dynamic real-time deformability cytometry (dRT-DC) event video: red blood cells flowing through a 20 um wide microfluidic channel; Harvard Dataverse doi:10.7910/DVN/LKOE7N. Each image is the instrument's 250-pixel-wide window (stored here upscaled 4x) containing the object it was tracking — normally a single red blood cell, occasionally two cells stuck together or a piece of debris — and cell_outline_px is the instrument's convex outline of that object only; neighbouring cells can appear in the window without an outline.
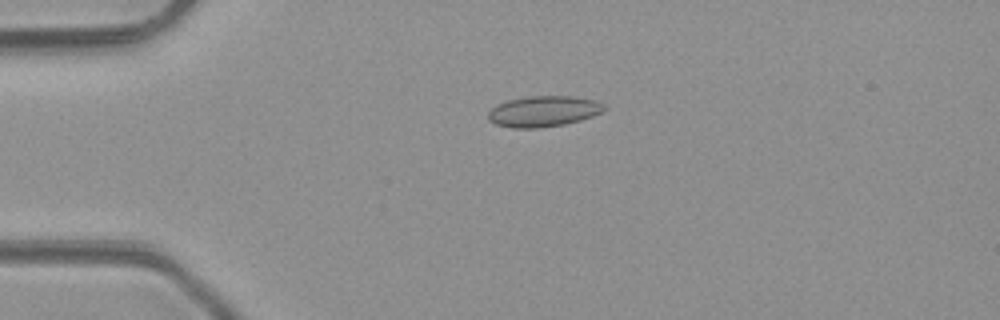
{"species": "common noctule bat (a hibernating species)", "species_latin": "Nyctalus noctula", "temperature_condition": "room temperature", "stored_images_in_passage": 6, "camera_frame_rate_fps": 3000, "um_per_image_px": 0.085, "animal": {"sex": "male", "body_mass_g": 23.1, "forearm_length_mm": 52.7}, "frame": {"image": 1, "passage_image": 4, "time_ms": 3.333, "image_size_px": [1000, 320], "cell_outline_px": [[608, 108], [604, 112], [580, 120], [564, 124], [536, 128], [512, 128], [496, 124], [488, 120], [488, 112], [496, 104], [508, 100], [528, 96], [572, 96], [596, 100], [604, 104]], "centroid_in_image_um": [46.22, 9.45], "position_along_channel_um": 38.8, "area_um2": 20.98}}
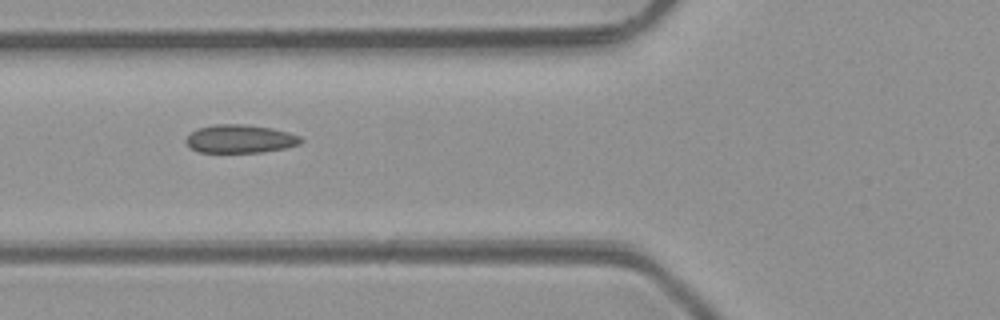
{"frame": {"image": 2, "passage_image": 6, "time_ms": 5.667, "image_size_px": [1000, 320], "cell_outline_px": [[304, 140], [300, 144], [284, 148], [260, 152], [200, 152], [192, 148], [184, 140], [196, 128], [216, 124], [244, 124], [272, 128], [288, 132], [300, 136]], "centroid_in_image_um": [20.42, 11.79], "position_along_channel_um": 105.4, "area_um2": 18.84}}